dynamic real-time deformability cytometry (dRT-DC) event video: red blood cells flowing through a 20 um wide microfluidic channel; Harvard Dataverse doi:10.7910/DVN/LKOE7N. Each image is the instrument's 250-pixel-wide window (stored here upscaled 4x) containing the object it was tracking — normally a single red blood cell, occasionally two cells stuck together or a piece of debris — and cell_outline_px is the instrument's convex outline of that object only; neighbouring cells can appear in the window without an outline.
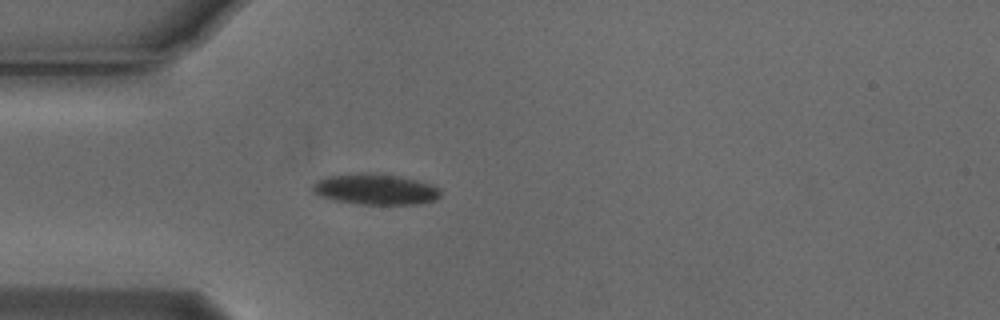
{"species": "Egyptian fruit bat (a non-hibernating species)", "species_latin": "Rousettus aegyptiacus", "temperature_condition": "cold", "stored_images_in_passage": 5, "camera_frame_rate_fps": 3000, "um_per_image_px": 0.085, "animal": {"sex": "male"}, "frame": {"image": 1, "passage_image": 5, "time_ms": 1.333, "image_size_px": [1000, 320], "cell_outline_px": [[440, 196], [436, 200], [420, 204], [356, 204], [332, 200], [320, 196], [312, 192], [312, 184], [316, 180], [324, 176], [360, 172], [364, 172], [400, 176], [432, 184], [440, 188]], "centroid_in_image_um": [31.87, 16.08], "position_along_channel_um": 53.1, "area_um2": 23.41}}